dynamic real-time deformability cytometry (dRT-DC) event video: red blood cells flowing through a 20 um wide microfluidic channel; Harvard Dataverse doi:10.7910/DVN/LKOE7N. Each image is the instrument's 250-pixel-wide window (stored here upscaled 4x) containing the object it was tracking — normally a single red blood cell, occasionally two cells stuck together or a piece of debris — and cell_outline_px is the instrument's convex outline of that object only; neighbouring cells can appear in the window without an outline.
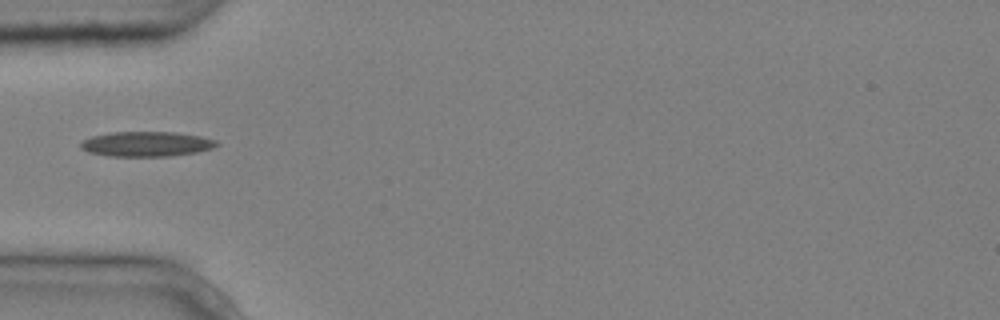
{"species": "common noctule bat (a hibernating species)", "species_latin": "Nyctalus noctula", "temperature_condition": "cold", "stored_images_in_passage": 1, "camera_frame_rate_fps": 3000, "um_per_image_px": 0.085, "animal": {"sex": "male", "body_mass_g": 20.4}, "frame": {"image": 1, "passage_image": 1, "time_ms": 0.0, "image_size_px": [1000, 320], "cell_outline_px": [[220, 144], [212, 148], [196, 152], [172, 156], [108, 156], [88, 152], [80, 148], [80, 144], [84, 140], [92, 136], [112, 132], [172, 132], [200, 136], [216, 140]], "centroid_in_image_um": [12.44, 12.24], "position_along_channel_um": 72.6, "area_um2": 19.71}}